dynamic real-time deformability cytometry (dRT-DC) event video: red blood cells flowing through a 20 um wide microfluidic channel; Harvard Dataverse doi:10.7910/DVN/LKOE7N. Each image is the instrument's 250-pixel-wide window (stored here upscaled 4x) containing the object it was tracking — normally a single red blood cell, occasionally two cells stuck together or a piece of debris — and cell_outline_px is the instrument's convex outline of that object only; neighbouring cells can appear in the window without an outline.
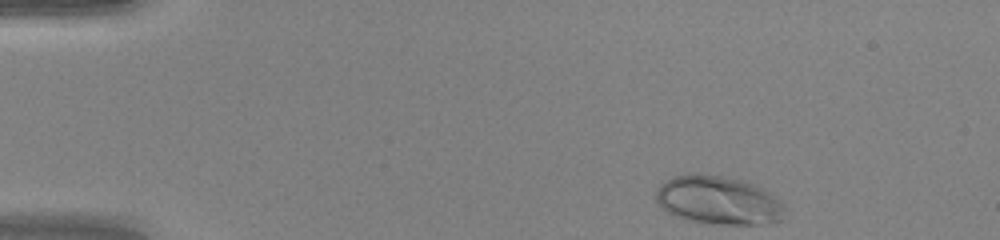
{"species": "human", "species_latin": "Homo sapiens", "temperature_condition": "warm", "stored_images_in_passage": 43, "camera_frame_rate_fps": 3000, "um_per_image_px": 0.085, "donor": {"sex": "female"}, "frame": {"image": 1, "passage_image": 1, "time_ms": 0.0, "image_size_px": [1000, 240], "cell_outline_px": [[784, 220], [760, 224], [720, 224], [684, 220], [668, 212], [656, 200], [656, 188], [660, 184], [676, 176], [688, 172], [700, 172], [744, 180], [768, 192], [784, 208]], "centroid_in_image_um": [61.01, 17.01], "position_along_channel_um": 24.0, "area_um2": 36.3}}
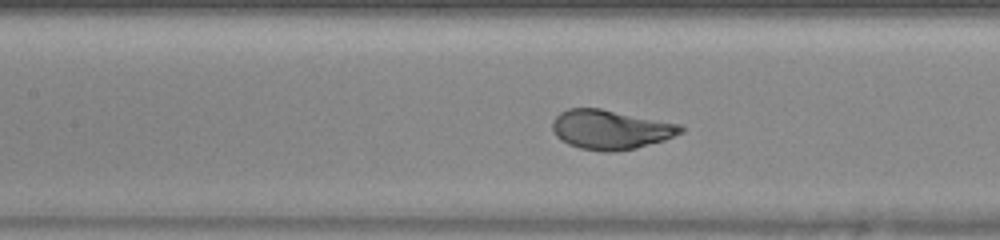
{"frame": {"image": 2, "passage_image": 17, "time_ms": 5.333, "image_size_px": [1000, 240], "cell_outline_px": [[684, 132], [664, 140], [636, 148], [616, 152], [604, 152], [580, 148], [568, 144], [560, 140], [556, 136], [552, 128], [552, 120], [560, 112], [568, 108], [600, 108], [680, 124], [684, 128]], "centroid_in_image_um": [51.88, 11.02], "position_along_channel_um": 155.5, "area_um2": 29.59}}
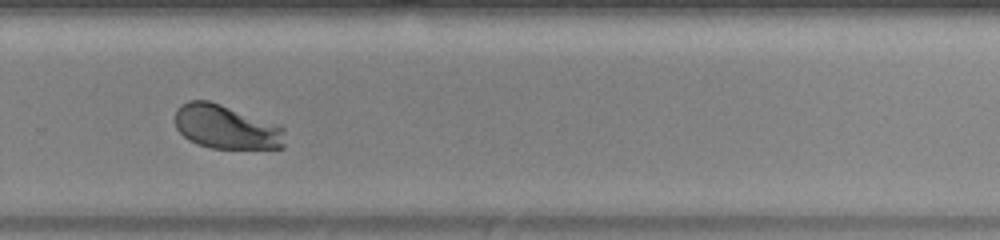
{"frame": {"image": 3, "passage_image": 28, "time_ms": 9.0, "image_size_px": [1000, 240], "cell_outline_px": [[284, 148], [212, 148], [196, 144], [188, 140], [176, 128], [176, 108], [180, 104], [188, 100], [208, 100], [280, 124], [284, 128]], "centroid_in_image_um": [19.23, 10.78], "position_along_channel_um": 310.6, "area_um2": 28.38}, "authors_computed_cell_mechanics": {"area_um2": 29.6514, "velocity_mm_per_s": 4.2355, "shape_relaxation_time_tau1_ms": 2.702, "shape_relaxation_time_tau2_ms": null, "deformation_change_tau1": 0.203, "deformation_change_tau2": null}}